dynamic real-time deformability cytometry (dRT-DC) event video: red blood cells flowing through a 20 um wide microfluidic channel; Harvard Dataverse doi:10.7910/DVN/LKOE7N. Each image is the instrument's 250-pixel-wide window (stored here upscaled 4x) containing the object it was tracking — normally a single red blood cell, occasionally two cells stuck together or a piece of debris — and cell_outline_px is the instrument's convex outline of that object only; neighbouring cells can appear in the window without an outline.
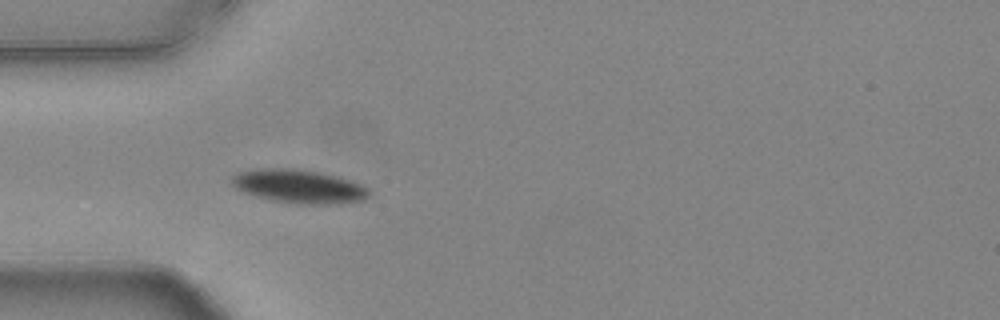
{"species": "common noctule bat (a hibernating species)", "species_latin": "Nyctalus noctula", "temperature_condition": "warm", "stored_images_in_passage": 26, "camera_frame_rate_fps": 3000, "um_per_image_px": 0.085, "animal": {"sex": "female", "body_mass_g": 24.6, "forearm_length_mm": 56.2}, "frame": {"image": 1, "passage_image": 1, "time_ms": 0.0, "image_size_px": [1000, 320], "cell_outline_px": [[372, 192], [364, 200], [340, 204], [296, 204], [272, 200], [256, 196], [244, 192], [236, 188], [232, 184], [232, 176], [240, 172], [256, 168], [292, 168], [320, 172], [336, 176], [360, 184], [368, 188]], "centroid_in_image_um": [25.43, 15.85], "position_along_channel_um": 59.6, "area_um2": 26.93}}
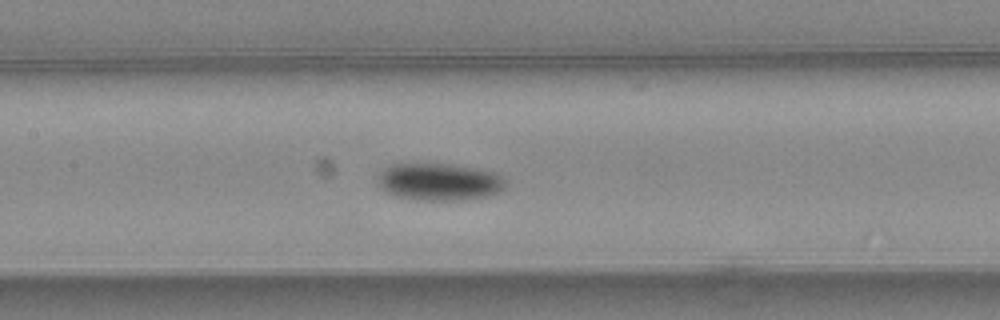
{"frame": {"image": 2, "passage_image": 10, "time_ms": 3.0, "image_size_px": [1000, 320], "cell_outline_px": [[508, 180], [504, 188], [488, 196], [460, 200], [416, 200], [396, 196], [380, 188], [380, 172], [384, 168], [392, 164], [448, 164], [480, 168], [496, 172]], "centroid_in_image_um": [37.39, 15.45], "position_along_channel_um": 170.0, "area_um2": 27.8}}
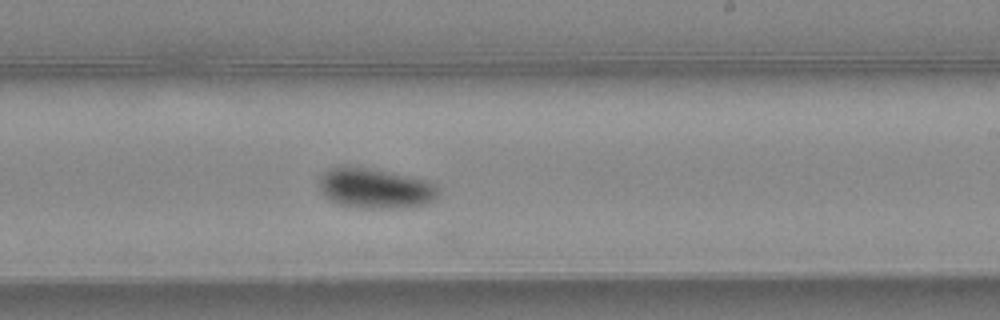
{"frame": {"image": 3, "passage_image": 17, "time_ms": 5.333, "image_size_px": [1000, 320], "cell_outline_px": [[440, 196], [428, 204], [404, 208], [356, 208], [340, 204], [328, 200], [324, 196], [320, 188], [320, 176], [328, 168], [344, 164], [348, 164], [372, 168], [392, 172], [428, 180], [436, 184], [440, 192]], "centroid_in_image_um": [31.91, 15.99], "position_along_channel_um": 257.1, "area_um2": 28.84}}